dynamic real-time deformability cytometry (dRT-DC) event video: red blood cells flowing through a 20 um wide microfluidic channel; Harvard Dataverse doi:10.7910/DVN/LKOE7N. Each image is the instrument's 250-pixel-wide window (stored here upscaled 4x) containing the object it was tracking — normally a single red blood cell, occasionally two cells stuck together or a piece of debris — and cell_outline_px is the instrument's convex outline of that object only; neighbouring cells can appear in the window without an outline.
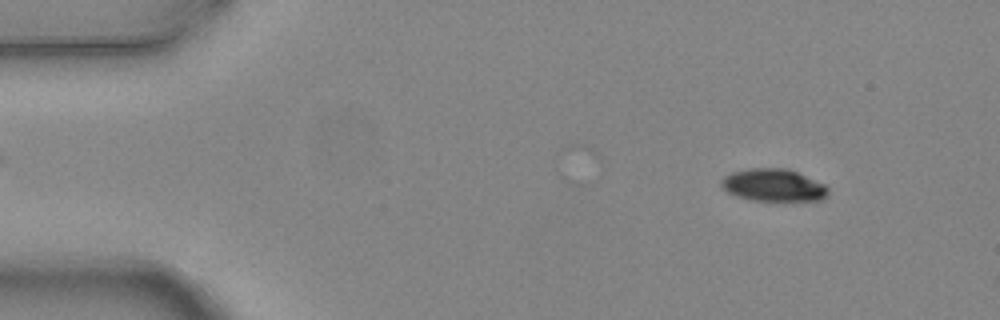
{"species": "common noctule bat (a hibernating species)", "species_latin": "Nyctalus noctula", "temperature_condition": "warm", "stored_images_in_passage": 4, "camera_frame_rate_fps": 3000, "um_per_image_px": 0.085, "animal": {"sex": "female", "body_mass_g": 24.6, "forearm_length_mm": 56.2}, "frame": {"image": 1, "passage_image": 1, "time_ms": 0.0, "image_size_px": [1000, 320], "cell_outline_px": [[828, 196], [824, 200], [748, 200], [736, 196], [728, 192], [720, 184], [720, 180], [724, 176], [732, 172], [748, 168], [788, 168], [824, 184], [828, 188]], "centroid_in_image_um": [65.73, 15.73], "position_along_channel_um": 19.3, "area_um2": 20.23}}